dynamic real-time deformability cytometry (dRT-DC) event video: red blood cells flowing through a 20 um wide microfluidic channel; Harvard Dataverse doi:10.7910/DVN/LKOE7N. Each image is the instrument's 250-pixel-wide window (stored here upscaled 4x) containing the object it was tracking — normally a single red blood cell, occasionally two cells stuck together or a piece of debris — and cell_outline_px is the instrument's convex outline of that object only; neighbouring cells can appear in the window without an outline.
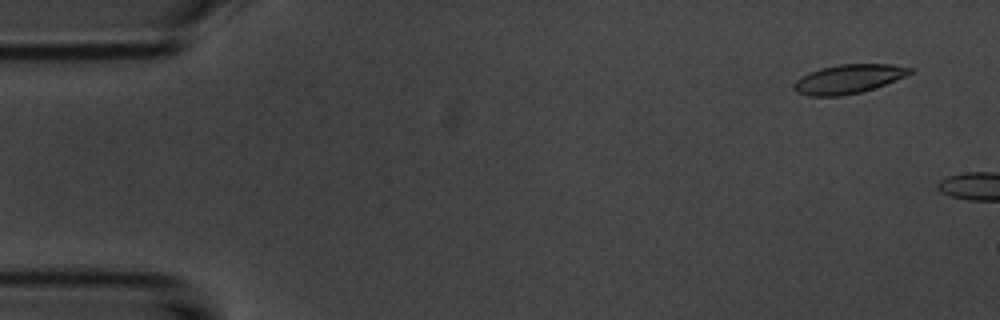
{"species": "common noctule bat (a hibernating species)", "species_latin": "Nyctalus noctula", "temperature_condition": "room temperature", "stored_images_in_passage": 2, "camera_frame_rate_fps": 3000, "um_per_image_px": 0.085, "animal": {"sex": "male", "body_mass_g": 20.1, "forearm_length_mm": 53.5}, "frame": {"image": 1, "passage_image": 1, "time_ms": 0.0, "image_size_px": [1000, 320], "cell_outline_px": [[916, 68], [912, 72], [904, 76], [884, 84], [860, 92], [840, 96], [808, 96], [796, 92], [792, 88], [792, 84], [796, 80], [808, 72], [820, 68], [840, 64], [892, 64]], "centroid_in_image_um": [72.07, 6.7], "position_along_channel_um": 12.9, "area_um2": 19.59}}